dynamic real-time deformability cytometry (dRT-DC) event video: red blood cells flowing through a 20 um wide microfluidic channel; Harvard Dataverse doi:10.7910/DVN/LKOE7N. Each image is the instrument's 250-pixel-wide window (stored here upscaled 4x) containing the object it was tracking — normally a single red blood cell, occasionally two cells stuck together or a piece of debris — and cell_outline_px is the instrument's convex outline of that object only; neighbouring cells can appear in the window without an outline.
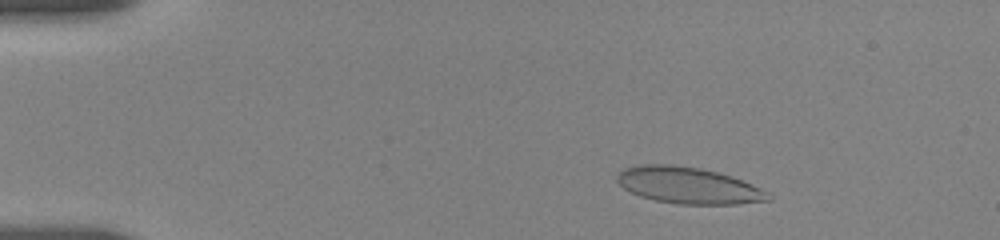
{"species": "human", "species_latin": "Homo sapiens", "temperature_condition": "room temperature", "stored_images_in_passage": 77, "camera_frame_rate_fps": 3000, "um_per_image_px": 0.085, "donor": {"sex": "female"}, "frame": {"image": 1, "passage_image": 9, "time_ms": 2.333, "image_size_px": [1000, 240], "cell_outline_px": [[772, 200], [736, 204], [676, 204], [656, 200], [640, 196], [624, 188], [616, 180], [616, 176], [624, 168], [640, 164], [672, 164], [700, 168], [732, 176], [752, 184], [768, 192], [772, 196]], "centroid_in_image_um": [58.52, 15.76], "position_along_channel_um": 26.5, "area_um2": 32.14}}
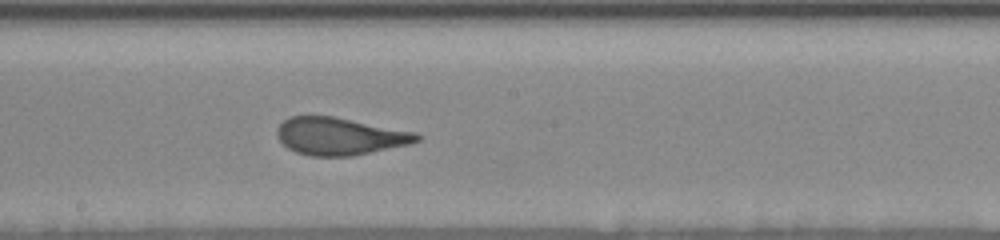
{"frame": {"image": 2, "passage_image": 43, "time_ms": 9.667, "image_size_px": [1000, 240], "cell_outline_px": [[424, 136], [420, 140], [412, 144], [352, 156], [308, 156], [296, 152], [288, 148], [276, 136], [276, 128], [288, 116], [332, 116], [416, 132]], "centroid_in_image_um": [28.89, 11.58], "position_along_channel_um": 219.3, "area_um2": 30.69}}
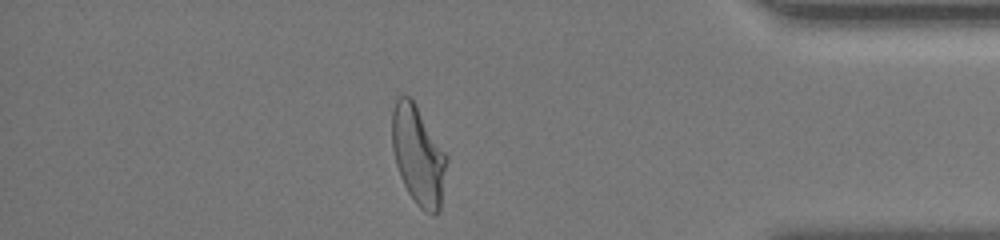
{"frame": {"image": 3, "passage_image": 70, "time_ms": 15.333, "image_size_px": [1000, 240], "cell_outline_px": [[448, 156], [440, 208], [432, 216], [424, 212], [416, 204], [408, 192], [400, 176], [396, 164], [392, 148], [392, 112], [396, 100], [400, 96], [412, 96]], "centroid_in_image_um": [35.55, 13.19], "position_along_channel_um": 399.7, "area_um2": 31.67}, "authors_computed_cell_mechanics": {"area_um2": 31.2698, "velocity_mm_per_s": 3.6764, "shape_relaxation_time_tau1_ms": 7.0988, "shape_relaxation_time_tau2_ms": null, "deformation_change_tau1": 0.2282, "deformation_change_tau2": null}}